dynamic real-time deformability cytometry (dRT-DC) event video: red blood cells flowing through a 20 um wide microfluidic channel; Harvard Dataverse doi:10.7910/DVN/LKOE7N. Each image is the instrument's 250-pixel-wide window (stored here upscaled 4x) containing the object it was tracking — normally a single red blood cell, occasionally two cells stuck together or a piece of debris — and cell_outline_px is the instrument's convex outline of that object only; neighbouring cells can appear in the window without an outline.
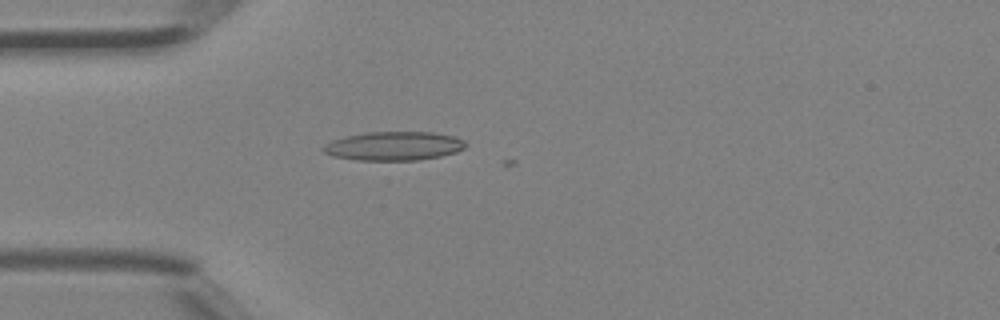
{"species": "Egyptian fruit bat (a non-hibernating species)", "species_latin": "Rousettus aegyptiacus", "temperature_condition": "room temperature", "stored_images_in_passage": 2, "camera_frame_rate_fps": 3000, "um_per_image_px": 0.085, "animal": {"sex": "female"}, "frame": {"image": 1, "passage_image": 1, "time_ms": 0.0, "image_size_px": [1000, 320], "cell_outline_px": [[468, 144], [464, 148], [456, 152], [440, 156], [420, 160], [356, 160], [332, 156], [324, 152], [320, 148], [324, 144], [332, 140], [364, 132], [432, 132], [456, 136], [464, 140]], "centroid_in_image_um": [33.48, 12.41], "position_along_channel_um": 51.5, "area_um2": 24.1}}